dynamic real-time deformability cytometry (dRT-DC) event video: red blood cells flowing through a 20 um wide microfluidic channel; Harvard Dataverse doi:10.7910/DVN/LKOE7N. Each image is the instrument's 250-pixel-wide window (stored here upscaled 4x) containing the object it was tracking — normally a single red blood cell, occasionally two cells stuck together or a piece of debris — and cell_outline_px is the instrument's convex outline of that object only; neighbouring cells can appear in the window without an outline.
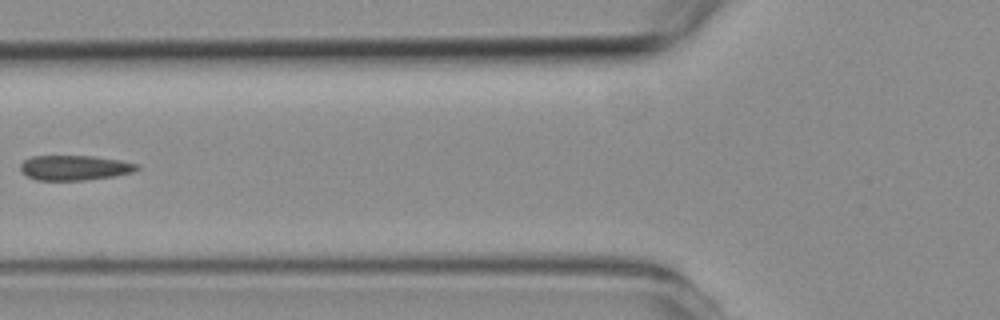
{"species": "common noctule bat (a hibernating species)", "species_latin": "Nyctalus noctula", "temperature_condition": "room temperature", "stored_images_in_passage": 4, "camera_frame_rate_fps": 3000, "um_per_image_px": 0.085, "animal": {"sex": "female", "body_mass_g": 19.3, "forearm_length_mm": 54.1}, "frame": {"image": 1, "passage_image": 4, "time_ms": 4.333, "image_size_px": [1000, 320], "cell_outline_px": [[140, 168], [136, 172], [116, 176], [84, 180], [36, 180], [20, 172], [20, 164], [24, 160], [32, 156], [92, 156], [120, 160], [140, 164]], "centroid_in_image_um": [6.38, 14.26], "position_along_channel_um": 119.4, "area_um2": 17.17}}